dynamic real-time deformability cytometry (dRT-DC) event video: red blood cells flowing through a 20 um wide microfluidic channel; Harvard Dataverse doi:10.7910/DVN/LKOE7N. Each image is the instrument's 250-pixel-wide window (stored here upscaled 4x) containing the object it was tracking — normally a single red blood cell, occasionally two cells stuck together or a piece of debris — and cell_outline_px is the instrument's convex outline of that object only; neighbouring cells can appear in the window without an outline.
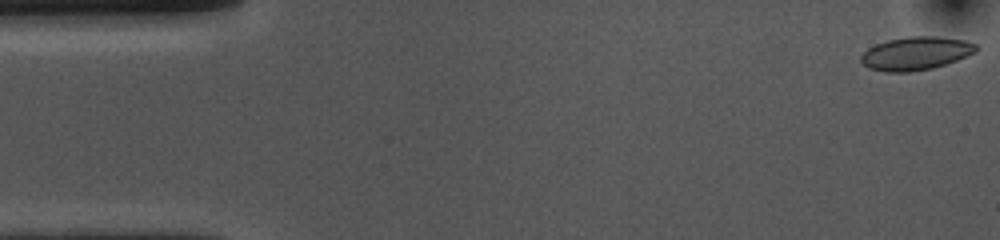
{"species": "common noctule bat (a hibernating species)", "species_latin": "Nyctalus noctula", "temperature_condition": "cold", "stored_images_in_passage": 54, "camera_frame_rate_fps": 3000, "um_per_image_px": 0.085, "animal": {"sex": "female", "body_mass_g": 10.0, "forearm_length_mm": 53.1}, "frame": {"image": 1, "passage_image": 1, "time_ms": 0.0, "image_size_px": [1000, 240], "cell_outline_px": [[980, 48], [976, 52], [956, 60], [932, 68], [912, 72], [884, 72], [868, 68], [860, 60], [860, 56], [868, 48], [876, 44], [888, 40], [908, 36], [936, 36], [964, 40], [976, 44]], "centroid_in_image_um": [77.84, 4.54], "position_along_channel_um": 7.2, "area_um2": 22.37}}
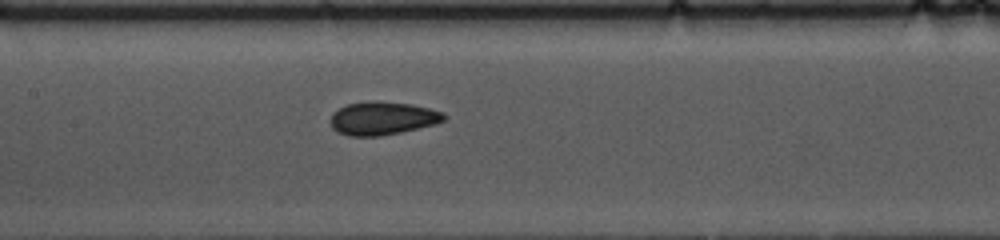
{"frame": {"image": 2, "passage_image": 24, "time_ms": 7.667, "image_size_px": [1000, 240], "cell_outline_px": [[448, 116], [444, 120], [432, 124], [400, 132], [380, 136], [348, 136], [336, 132], [332, 128], [332, 112], [348, 104], [412, 104], [444, 112]], "centroid_in_image_um": [32.52, 10.1], "position_along_channel_um": 174.9, "area_um2": 20.92}}
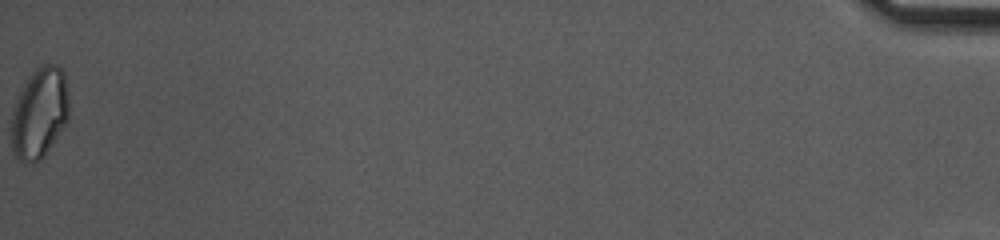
{"frame": {"image": 3, "passage_image": 54, "time_ms": 17.667, "image_size_px": [1000, 240], "cell_outline_px": [[68, 120], [44, 156], [40, 160], [32, 164], [20, 160], [12, 152], [12, 112], [20, 88], [28, 76], [40, 64], [56, 64], [64, 72], [68, 92]], "centroid_in_image_um": [3.35, 9.59], "position_along_channel_um": 431.8, "area_um2": 30.63}, "authors_computed_cell_mechanics": {"area_um2": 21.9351, "velocity_mm_per_s": 3.6465, "shape_relaxation_time_tau1_ms": 8.4468, "shape_relaxation_time_tau2_ms": 1.484, "deformation_change_tau1": 0.1384, "deformation_change_tau2": 0.0511}}